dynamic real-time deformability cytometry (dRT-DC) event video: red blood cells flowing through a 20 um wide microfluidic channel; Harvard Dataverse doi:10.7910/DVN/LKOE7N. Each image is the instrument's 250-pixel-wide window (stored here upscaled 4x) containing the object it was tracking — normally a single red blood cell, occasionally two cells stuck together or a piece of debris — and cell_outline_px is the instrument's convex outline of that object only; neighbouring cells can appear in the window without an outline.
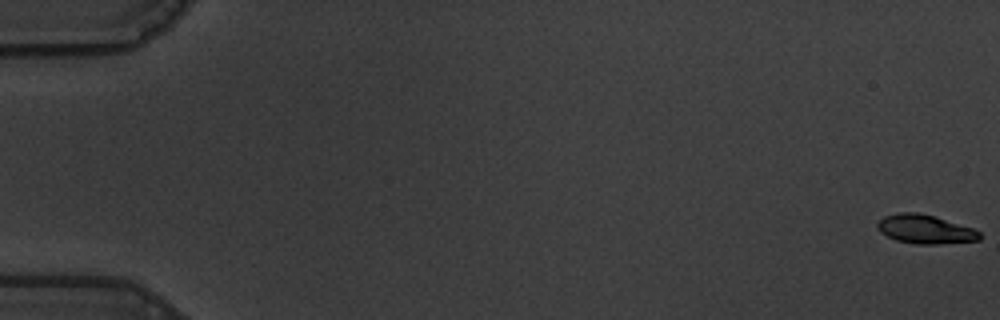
{"species": "common noctule bat (a hibernating species)", "species_latin": "Nyctalus noctula", "temperature_condition": "warm", "stored_images_in_passage": 13, "camera_frame_rate_fps": 3000, "um_per_image_px": 0.085, "animal": {"sex": "male", "body_mass_g": 19.5, "forearm_length_mm": 54.6}, "frame": {"image": 1, "passage_image": 1, "time_ms": 0.0, "image_size_px": [1000, 320], "cell_outline_px": [[980, 240], [940, 244], [916, 244], [896, 240], [880, 232], [876, 228], [876, 224], [884, 216], [896, 212], [916, 212], [932, 216], [972, 228], [980, 232]], "centroid_in_image_um": [78.59, 19.49], "position_along_channel_um": 6.4, "area_um2": 17.05}}